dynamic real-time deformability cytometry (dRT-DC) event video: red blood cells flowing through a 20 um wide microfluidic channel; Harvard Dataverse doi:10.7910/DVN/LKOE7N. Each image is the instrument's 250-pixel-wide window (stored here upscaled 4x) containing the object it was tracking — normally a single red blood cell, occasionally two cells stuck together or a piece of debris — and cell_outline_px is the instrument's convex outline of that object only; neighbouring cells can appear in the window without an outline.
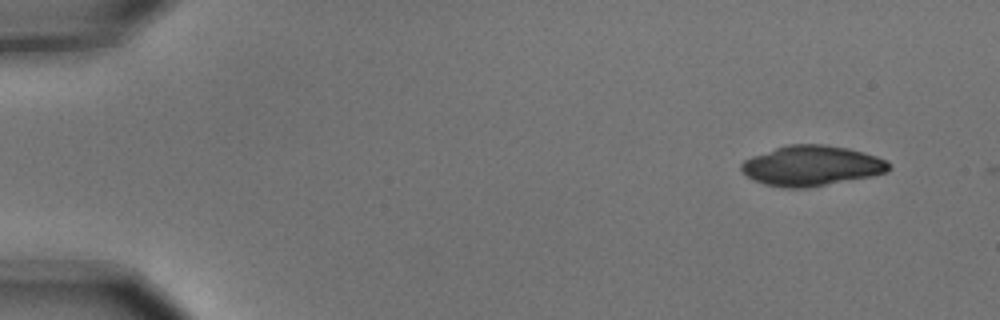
{"species": "common noctule bat (a hibernating species)", "species_latin": "Nyctalus noctula", "temperature_condition": "cold", "stored_images_in_passage": 2, "camera_frame_rate_fps": 3000, "um_per_image_px": 0.085, "animal": {"sex": "male", "body_mass_g": 15.6}, "frame": {"image": 1, "passage_image": 1, "time_ms": 0.0, "image_size_px": [1000, 320], "cell_outline_px": [[892, 168], [888, 172], [872, 176], [808, 188], [784, 188], [764, 184], [752, 180], [740, 168], [740, 164], [744, 160], [752, 156], [788, 144], [824, 144], [848, 148], [876, 156], [888, 160]], "centroid_in_image_um": [69.01, 14.09], "position_along_channel_um": 16.0, "area_um2": 34.74}}